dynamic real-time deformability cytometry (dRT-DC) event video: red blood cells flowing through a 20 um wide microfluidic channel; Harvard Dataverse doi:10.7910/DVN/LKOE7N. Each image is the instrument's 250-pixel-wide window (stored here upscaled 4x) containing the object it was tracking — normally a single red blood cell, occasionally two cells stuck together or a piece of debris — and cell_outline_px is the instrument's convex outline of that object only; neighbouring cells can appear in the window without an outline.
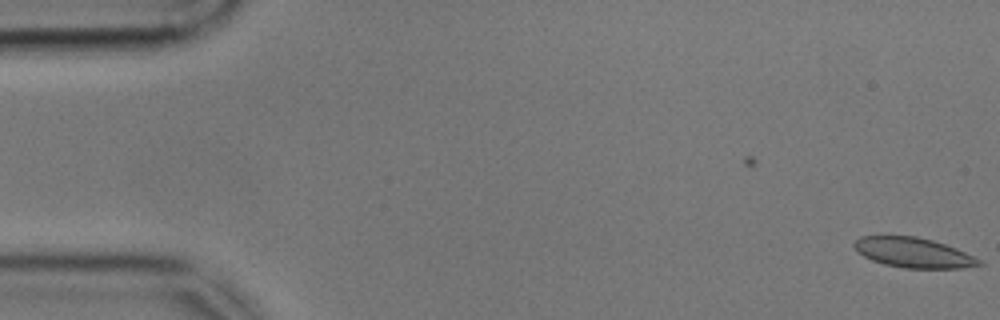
{"species": "common noctule bat (a hibernating species)", "species_latin": "Nyctalus noctula", "temperature_condition": "cold", "stored_images_in_passage": 5, "camera_frame_rate_fps": 3000, "um_per_image_px": 0.085, "animal": {"sex": "male", "body_mass_g": 17.9, "forearm_length_mm": 54.2}, "frame": {"image": 1, "passage_image": 5, "time_ms": 1.333, "image_size_px": [1000, 320], "cell_outline_px": [[984, 264], [960, 268], [904, 268], [884, 264], [872, 260], [856, 252], [852, 244], [860, 236], [916, 236], [932, 240], [956, 248], [980, 260]], "centroid_in_image_um": [77.59, 21.47], "position_along_channel_um": 7.4, "area_um2": 21.68}}